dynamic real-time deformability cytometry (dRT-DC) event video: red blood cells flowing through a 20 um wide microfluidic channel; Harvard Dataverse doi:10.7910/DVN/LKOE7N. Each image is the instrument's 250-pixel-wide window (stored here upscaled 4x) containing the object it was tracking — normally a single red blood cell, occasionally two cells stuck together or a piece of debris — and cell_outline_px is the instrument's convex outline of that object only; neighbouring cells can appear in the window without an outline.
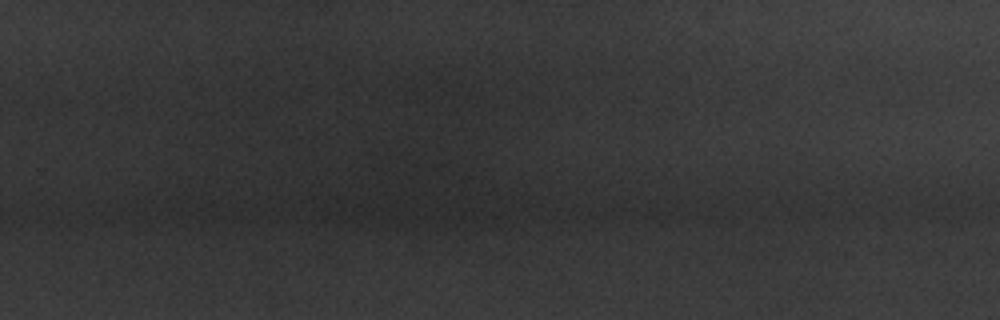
{"species": "common noctule bat (a hibernating species)", "species_latin": "Nyctalus noctula", "temperature_condition": "warm", "stored_images_in_passage": 19, "segment_of_instrument_passage": [3, 3], "camera_frame_rate_fps": 3000, "um_per_image_px": 0.085, "animal": {"sex": "male", "body_mass_g": 20.1, "forearm_length_mm": 53.5}, "frame": {"image": 1, "passage_image": 19, "time_ms": 6.0, "image_size_px": [1000, 320], "cell_outline_px": [[448, 168], [412, 180], [392, 176], [360, 164], [372, 152], [388, 148], [436, 144]], "centroid_in_image_um": [34.6, 13.71], "position_along_channel_um": 295.2, "area_um2": 15.09}}